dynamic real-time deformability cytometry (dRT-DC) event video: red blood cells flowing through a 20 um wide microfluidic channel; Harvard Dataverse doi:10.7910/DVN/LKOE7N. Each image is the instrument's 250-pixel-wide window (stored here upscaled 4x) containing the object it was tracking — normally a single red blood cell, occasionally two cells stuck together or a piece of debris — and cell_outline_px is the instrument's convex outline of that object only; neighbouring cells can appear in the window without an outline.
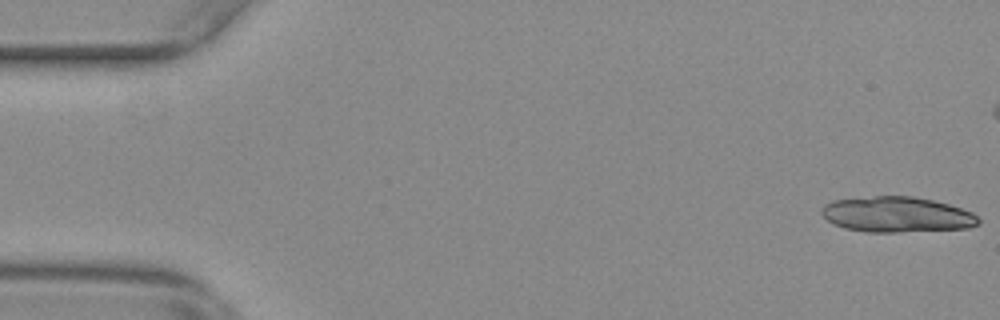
{"species": "common noctule bat (a hibernating species)", "species_latin": "Nyctalus noctula", "temperature_condition": "warm", "stored_images_in_passage": 15, "camera_frame_rate_fps": 3000, "um_per_image_px": 0.085, "animal": {"sex": "female", "body_mass_g": 29.2, "forearm_length_mm": 56.3}, "frame": {"image": 1, "passage_image": 1, "time_ms": 0.0, "image_size_px": [1000, 320], "cell_outline_px": [[980, 224], [968, 228], [896, 232], [868, 232], [844, 228], [832, 224], [820, 212], [824, 204], [832, 200], [876, 196], [912, 196], [932, 200], [948, 204], [972, 212], [980, 220]], "centroid_in_image_um": [76.21, 18.23], "position_along_channel_um": 8.8, "area_um2": 32.43}}